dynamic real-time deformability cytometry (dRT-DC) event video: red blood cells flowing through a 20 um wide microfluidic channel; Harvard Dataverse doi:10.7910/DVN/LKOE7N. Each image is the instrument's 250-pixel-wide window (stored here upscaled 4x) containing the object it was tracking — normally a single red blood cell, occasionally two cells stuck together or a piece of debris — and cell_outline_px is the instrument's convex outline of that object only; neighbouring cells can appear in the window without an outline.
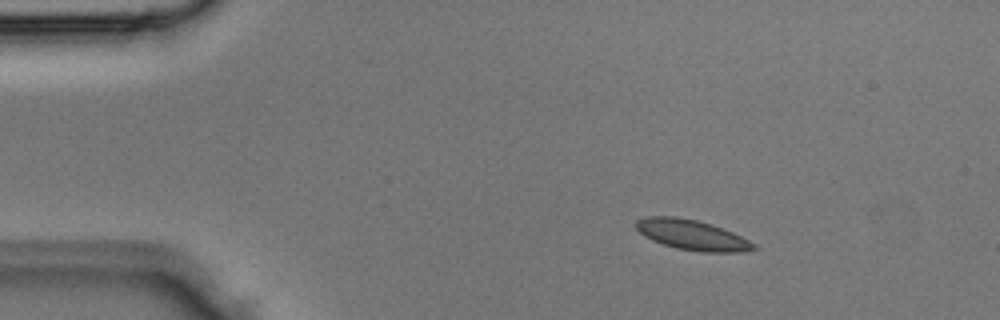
{"species": "Egyptian fruit bat (a non-hibernating species)", "species_latin": "Rousettus aegyptiacus", "temperature_condition": "room temperature", "stored_images_in_passage": 4, "camera_frame_rate_fps": 3000, "um_per_image_px": 0.085, "animal": {"sex": "male"}, "frame": {"image": 1, "passage_image": 1, "time_ms": 0.0, "image_size_px": [1000, 320], "cell_outline_px": [[760, 248], [744, 252], [704, 252], [676, 248], [652, 240], [644, 236], [636, 228], [636, 220], [648, 216], [676, 216], [696, 220], [712, 224], [732, 232], [756, 244]], "centroid_in_image_um": [58.85, 19.97], "position_along_channel_um": 26.2, "area_um2": 20.69}}
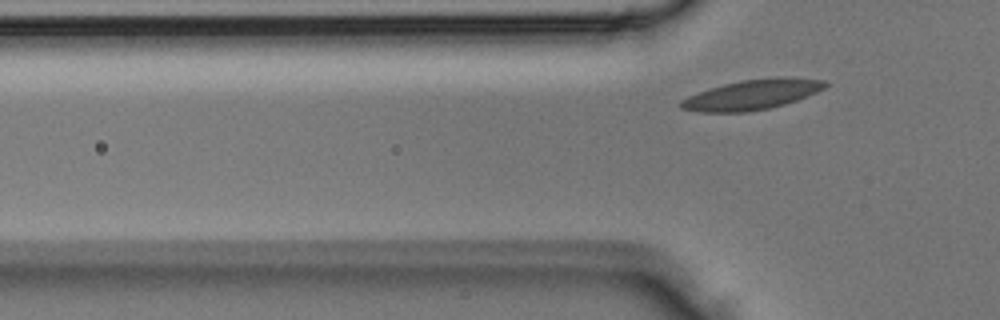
{"frame": {"image": 2, "passage_image": 4, "time_ms": 1.0, "image_size_px": [1000, 320], "cell_outline_px": [[828, 84], [824, 88], [816, 92], [796, 100], [784, 104], [768, 108], [748, 112], [700, 112], [680, 108], [676, 104], [680, 100], [688, 96], [724, 84], [740, 80], [776, 76], [788, 76], [824, 80]], "centroid_in_image_um": [63.92, 8.03], "position_along_channel_um": 61.9, "area_um2": 25.32}}